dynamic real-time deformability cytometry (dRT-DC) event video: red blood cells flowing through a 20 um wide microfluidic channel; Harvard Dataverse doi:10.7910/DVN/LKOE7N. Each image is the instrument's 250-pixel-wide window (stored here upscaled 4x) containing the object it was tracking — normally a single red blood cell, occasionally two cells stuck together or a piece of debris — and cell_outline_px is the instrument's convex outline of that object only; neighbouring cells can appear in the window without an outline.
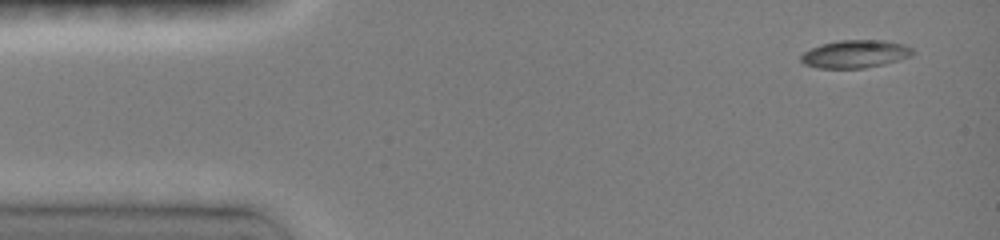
{"species": "common noctule bat (a hibernating species)", "species_latin": "Nyctalus noctula", "temperature_condition": "room temperature", "stored_images_in_passage": 32, "camera_frame_rate_fps": 3000, "um_per_image_px": 0.085, "animal": {"sex": "female", "body_mass_g": 19.0, "forearm_length_mm": 51.5}, "frame": {"image": 1, "passage_image": 1, "time_ms": 0.0, "image_size_px": [1000, 240], "cell_outline_px": [[916, 52], [912, 56], [884, 64], [864, 68], [816, 68], [804, 64], [800, 60], [800, 56], [804, 52], [820, 44], [840, 40], [884, 40], [904, 44], [912, 48]], "centroid_in_image_um": [72.71, 4.59], "position_along_channel_um": 12.3, "area_um2": 18.26}}
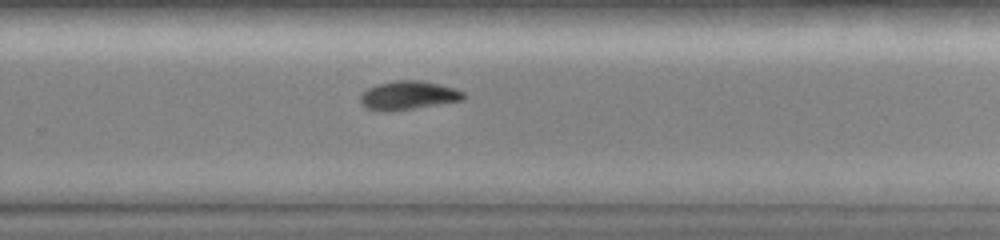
{"frame": {"image": 2, "passage_image": 24, "time_ms": 9.333, "image_size_px": [1000, 240], "cell_outline_px": [[464, 96], [460, 100], [388, 112], [380, 112], [368, 108], [360, 104], [360, 96], [368, 88], [380, 84], [396, 80], [420, 80], [440, 84], [464, 92]], "centroid_in_image_um": [34.64, 8.11], "position_along_channel_um": 295.2, "area_um2": 16.88}}
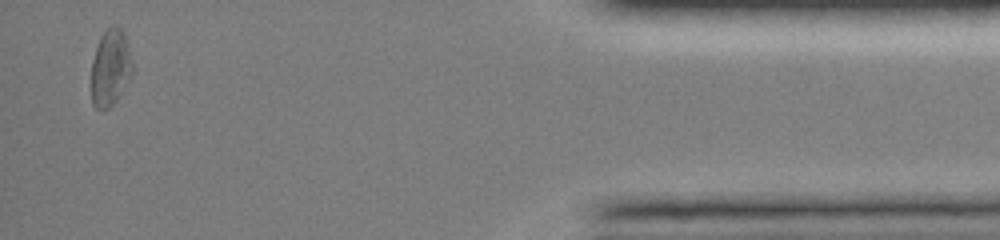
{"frame": {"image": 3, "passage_image": 32, "time_ms": 14.0, "image_size_px": [1000, 240], "cell_outline_px": [[132, 76], [116, 100], [108, 108], [100, 112], [92, 104], [92, 60], [100, 36], [112, 24], [120, 28], [124, 32], [132, 60]], "centroid_in_image_um": [9.39, 5.77], "position_along_channel_um": 425.8, "area_um2": 18.38}, "authors_computed_cell_mechanics": {"area_um2": 17.3978, "velocity_mm_per_s": 4.0794, "shape_relaxation_time_tau1_ms": 3.3308, "shape_relaxation_time_tau2_ms": null, "deformation_change_tau1": 0.1282, "deformation_change_tau2": null}}